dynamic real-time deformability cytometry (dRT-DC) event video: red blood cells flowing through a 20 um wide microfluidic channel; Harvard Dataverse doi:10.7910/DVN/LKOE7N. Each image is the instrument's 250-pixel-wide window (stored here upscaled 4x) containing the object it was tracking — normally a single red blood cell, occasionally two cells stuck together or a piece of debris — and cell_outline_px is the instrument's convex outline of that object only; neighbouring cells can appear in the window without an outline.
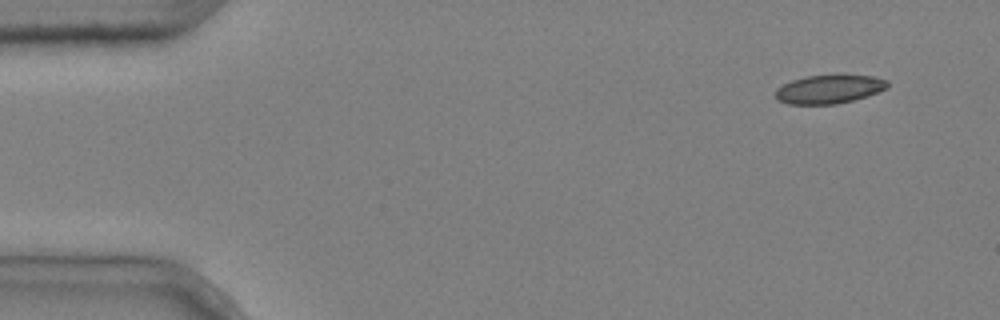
{"species": "common noctule bat (a hibernating species)", "species_latin": "Nyctalus noctula", "temperature_condition": "cold", "stored_images_in_passage": 3, "camera_frame_rate_fps": 3000, "um_per_image_px": 0.085, "animal": {"sex": "male", "body_mass_g": 20.4}, "frame": {"image": 1, "passage_image": 1, "time_ms": 0.0, "image_size_px": [1000, 320], "cell_outline_px": [[888, 84], [884, 88], [868, 96], [836, 104], [788, 104], [776, 100], [776, 88], [792, 80], [808, 76], [872, 76], [888, 80]], "centroid_in_image_um": [70.43, 7.6], "position_along_channel_um": 14.6, "area_um2": 18.26}}